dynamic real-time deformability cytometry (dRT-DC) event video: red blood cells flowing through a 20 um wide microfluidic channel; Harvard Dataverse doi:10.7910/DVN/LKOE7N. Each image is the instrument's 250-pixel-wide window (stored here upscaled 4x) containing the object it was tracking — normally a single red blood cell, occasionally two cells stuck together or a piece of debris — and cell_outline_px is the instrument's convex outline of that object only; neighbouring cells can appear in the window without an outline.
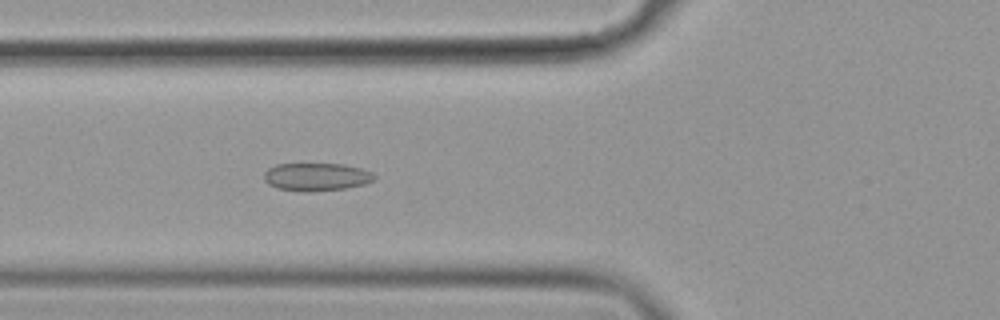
{"species": "common noctule bat (a hibernating species)", "species_latin": "Nyctalus noctula", "temperature_condition": "cold", "stored_images_in_passage": 58, "camera_frame_rate_fps": 3000, "um_per_image_px": 0.085, "animal": {"sex": "female", "body_mass_g": 19.9}, "frame": {"image": 1, "passage_image": 22, "time_ms": 7.0, "image_size_px": [1000, 320], "cell_outline_px": [[376, 176], [372, 180], [364, 184], [344, 188], [308, 192], [304, 192], [276, 188], [268, 184], [264, 180], [264, 172], [268, 168], [276, 164], [344, 164], [360, 168], [372, 172]], "centroid_in_image_um": [26.85, 15.03], "position_along_channel_um": 98.9, "area_um2": 17.92}}
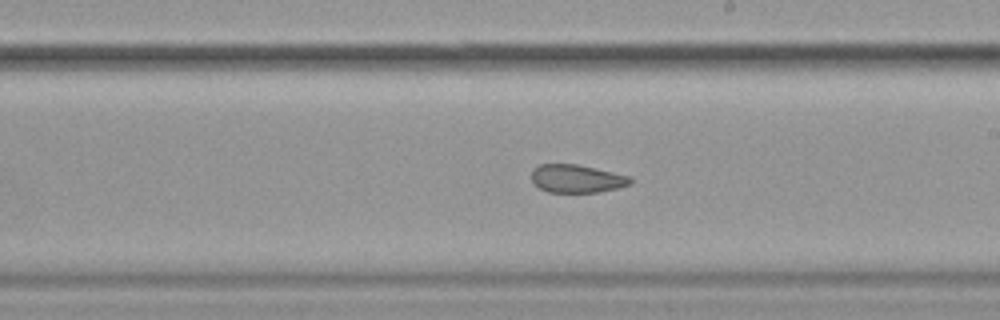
{"frame": {"image": 2, "passage_image": 34, "time_ms": 11.0, "image_size_px": [1000, 320], "cell_outline_px": [[632, 184], [616, 188], [596, 192], [548, 192], [532, 184], [532, 168], [540, 164], [576, 164], [628, 176], [632, 180]], "centroid_in_image_um": [48.96, 15.19], "position_along_channel_um": 240.0, "area_um2": 16.01}}
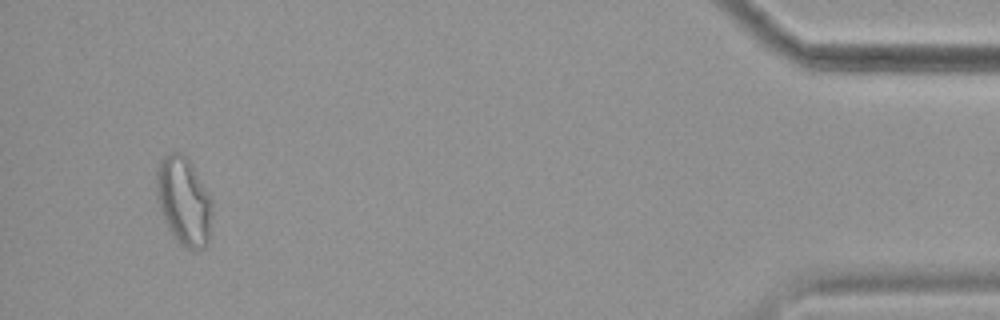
{"frame": {"image": 3, "passage_image": 55, "time_ms": 18.0, "image_size_px": [1000, 320], "cell_outline_px": [[212, 212], [208, 240], [204, 248], [196, 252], [180, 244], [176, 240], [168, 228], [160, 208], [156, 196], [156, 168], [160, 160], [164, 156], [172, 152], [180, 152], [192, 164], [212, 200]], "centroid_in_image_um": [15.61, 17.1], "position_along_channel_um": 419.6, "area_um2": 28.67}, "authors_computed_cell_mechanics": {"area_um2": 19.941, "velocity_mm_per_s": 3.5262, "shape_relaxation_time_tau1_ms": null, "shape_relaxation_time_tau2_ms": 2.1792, "deformation_change_tau1": null, "deformation_change_tau2": 0.0831}}